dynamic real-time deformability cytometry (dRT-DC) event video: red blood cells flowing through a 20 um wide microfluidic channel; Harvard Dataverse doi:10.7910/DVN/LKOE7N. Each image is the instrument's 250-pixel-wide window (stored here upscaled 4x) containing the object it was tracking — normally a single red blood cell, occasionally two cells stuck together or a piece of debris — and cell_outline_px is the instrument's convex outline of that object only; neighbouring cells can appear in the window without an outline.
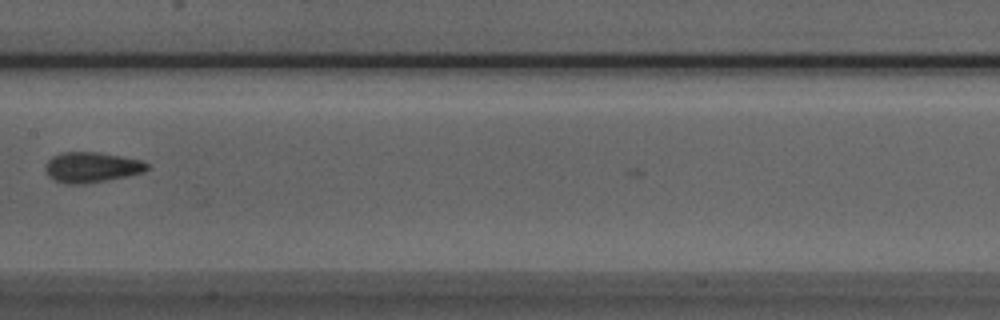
{"species": "Egyptian fruit bat (a non-hibernating species)", "species_latin": "Rousettus aegyptiacus", "temperature_condition": "room temperature", "stored_images_in_passage": 5, "camera_frame_rate_fps": 3000, "um_per_image_px": 0.085, "animal": {"sex": "male"}, "frame": {"image": 1, "passage_image": 4, "time_ms": 1.0, "image_size_px": [1000, 320], "cell_outline_px": [[148, 168], [144, 172], [128, 176], [84, 184], [64, 184], [52, 180], [48, 176], [44, 168], [48, 160], [52, 156], [60, 152], [96, 152], [120, 156], [140, 160], [148, 164]], "centroid_in_image_um": [7.73, 14.23], "position_along_channel_um": 199.7, "area_um2": 18.09}}
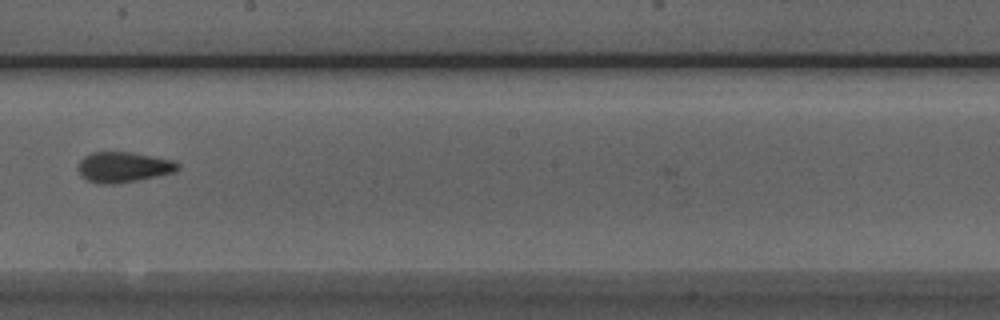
{"frame": {"image": 2, "passage_image": 5, "time_ms": 1.333, "image_size_px": [1000, 320], "cell_outline_px": [[180, 168], [176, 172], [116, 184], [96, 184], [80, 176], [80, 160], [84, 156], [92, 152], [132, 152], [172, 160], [180, 164]], "centroid_in_image_um": [10.51, 14.21], "position_along_channel_um": 237.7, "area_um2": 17.63}}